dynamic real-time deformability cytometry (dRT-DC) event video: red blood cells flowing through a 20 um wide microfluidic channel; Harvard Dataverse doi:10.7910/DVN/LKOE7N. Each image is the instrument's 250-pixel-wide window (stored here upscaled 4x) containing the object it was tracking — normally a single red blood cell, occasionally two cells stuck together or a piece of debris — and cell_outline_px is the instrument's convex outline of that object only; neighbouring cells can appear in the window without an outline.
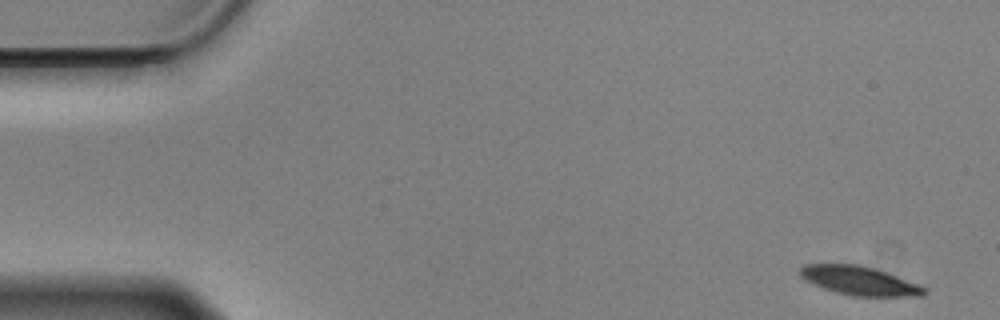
{"species": "Egyptian fruit bat (a non-hibernating species)", "species_latin": "Rousettus aegyptiacus", "temperature_condition": "cold", "stored_images_in_passage": 55, "camera_frame_rate_fps": 3000, "um_per_image_px": 0.085, "animal": {"sex": "male"}, "frame": {"image": 1, "passage_image": 1, "time_ms": 0.0, "image_size_px": [1000, 320], "cell_outline_px": [[928, 292], [924, 296], [852, 296], [836, 292], [824, 288], [804, 280], [800, 276], [800, 268], [804, 264], [860, 264], [896, 276], [928, 288]], "centroid_in_image_um": [73.05, 23.86], "position_along_channel_um": 11.9, "area_um2": 20.75}}
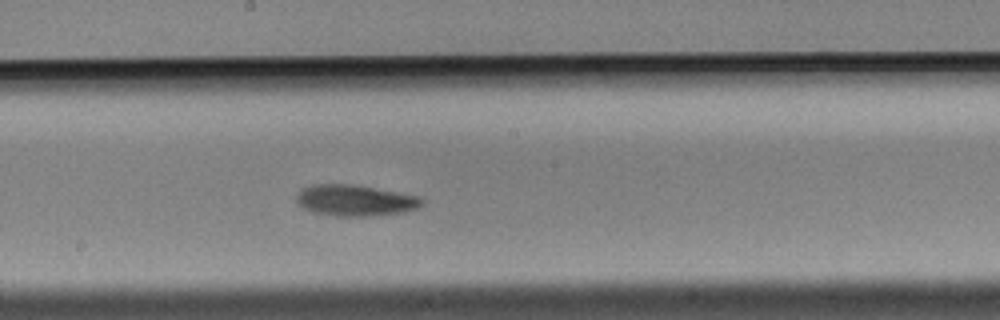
{"frame": {"image": 2, "passage_image": 29, "time_ms": 9.333, "image_size_px": [1000, 320], "cell_outline_px": [[424, 204], [416, 208], [404, 212], [372, 216], [336, 216], [312, 212], [304, 208], [296, 200], [296, 196], [300, 188], [312, 184], [352, 184], [420, 196], [424, 200]], "centroid_in_image_um": [30.18, 17.03], "position_along_channel_um": 218.0, "area_um2": 22.89}}
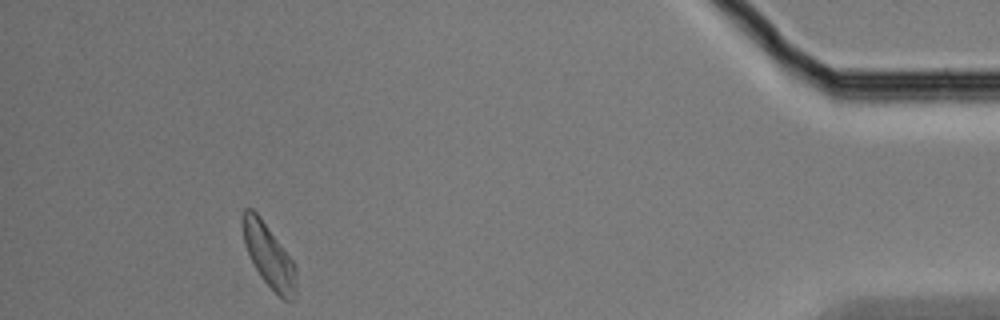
{"frame": {"image": 3, "passage_image": 51, "time_ms": 16.667, "image_size_px": [1000, 320], "cell_outline_px": [[296, 296], [292, 300], [284, 300], [260, 276], [244, 244], [240, 224], [240, 216], [244, 208], [252, 208], [260, 216], [296, 264]], "centroid_in_image_um": [22.83, 21.67], "position_along_channel_um": 412.4, "area_um2": 19.88}, "authors_computed_cell_mechanics": {"area_um2": 21.4438, "velocity_mm_per_s": 3.4907, "shape_relaxation_time_tau1_ms": 3.257, "shape_relaxation_time_tau2_ms": null, "deformation_change_tau1": 0.0926, "deformation_change_tau2": null}}